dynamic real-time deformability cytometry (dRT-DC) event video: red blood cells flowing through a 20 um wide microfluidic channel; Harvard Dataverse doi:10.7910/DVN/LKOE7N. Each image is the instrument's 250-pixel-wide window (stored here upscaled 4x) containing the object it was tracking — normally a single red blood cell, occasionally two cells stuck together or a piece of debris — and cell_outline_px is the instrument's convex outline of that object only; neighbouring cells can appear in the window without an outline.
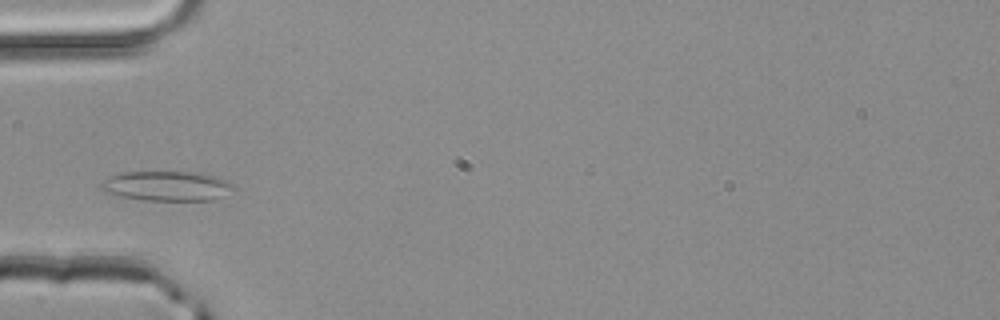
{"species": "common noctule bat (a hibernating species)", "species_latin": "Nyctalus noctula", "temperature_condition": "room temperature", "stored_images_in_passage": 2, "camera_frame_rate_fps": 3000, "um_per_image_px": 0.085, "animal": {"sex": "male", "body_mass_g": 20.4}, "frame": {"image": 1, "passage_image": 2, "time_ms": 0.333, "image_size_px": [1000, 320], "cell_outline_px": [[236, 188], [216, 200], [144, 200], [104, 192], [100, 188], [100, 184], [104, 180], [120, 172], [196, 172], [228, 180], [236, 184]], "centroid_in_image_um": [14.24, 15.81], "position_along_channel_um": 70.8, "area_um2": 22.95}}